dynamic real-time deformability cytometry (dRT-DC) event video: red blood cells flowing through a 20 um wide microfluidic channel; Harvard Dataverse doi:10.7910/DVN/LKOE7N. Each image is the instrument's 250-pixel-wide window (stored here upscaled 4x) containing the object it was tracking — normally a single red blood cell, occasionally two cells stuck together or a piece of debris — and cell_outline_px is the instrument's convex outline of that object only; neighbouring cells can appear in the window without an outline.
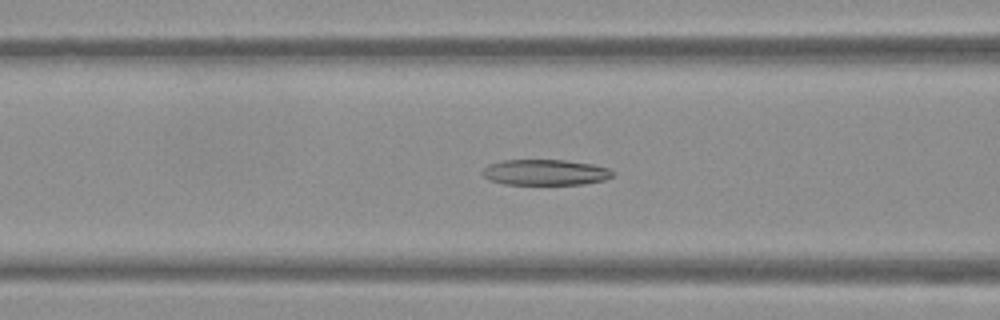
{"species": "Egyptian fruit bat (a non-hibernating species)", "species_latin": "Rousettus aegyptiacus", "temperature_condition": "warm", "stored_images_in_passage": 55, "camera_frame_rate_fps": 3000, "um_per_image_px": 0.085, "frame": {"image": 1, "passage_image": 22, "time_ms": 7.0, "image_size_px": [1000, 320], "cell_outline_px": [[616, 172], [612, 176], [604, 180], [584, 184], [504, 184], [492, 180], [484, 176], [480, 172], [488, 164], [504, 160], [564, 160], [592, 164], [608, 168]], "centroid_in_image_um": [46.36, 14.64], "position_along_channel_um": 120.2, "area_um2": 19.48}}
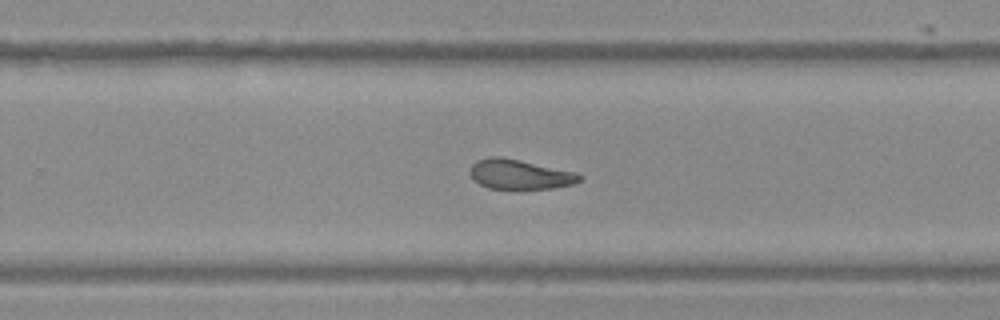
{"frame": {"image": 2, "passage_image": 35, "time_ms": 11.333, "image_size_px": [1000, 320], "cell_outline_px": [[584, 176], [576, 184], [556, 188], [488, 188], [472, 180], [468, 172], [472, 164], [476, 160], [488, 156], [500, 156], [520, 160], [576, 172]], "centroid_in_image_um": [44.16, 14.81], "position_along_channel_um": 285.6, "area_um2": 19.19}}
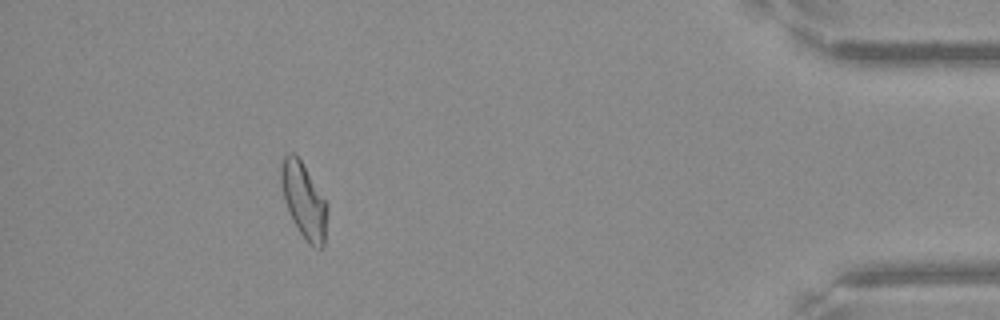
{"frame": {"image": 3, "passage_image": 49, "time_ms": 16.0, "image_size_px": [1000, 320], "cell_outline_px": [[328, 208], [324, 248], [316, 248], [308, 244], [292, 220], [284, 200], [280, 184], [280, 160], [288, 152], [292, 152], [300, 160], [328, 204]], "centroid_in_image_um": [25.81, 17.06], "position_along_channel_um": 409.4, "area_um2": 20.4}, "authors_computed_cell_mechanics": {"area_um2": 20.7502, "velocity_mm_per_s": 3.8118, "shape_relaxation_time_tau1_ms": null, "shape_relaxation_time_tau2_ms": 6.7347, "deformation_change_tau1": null, "deformation_change_tau2": 0.1708}}